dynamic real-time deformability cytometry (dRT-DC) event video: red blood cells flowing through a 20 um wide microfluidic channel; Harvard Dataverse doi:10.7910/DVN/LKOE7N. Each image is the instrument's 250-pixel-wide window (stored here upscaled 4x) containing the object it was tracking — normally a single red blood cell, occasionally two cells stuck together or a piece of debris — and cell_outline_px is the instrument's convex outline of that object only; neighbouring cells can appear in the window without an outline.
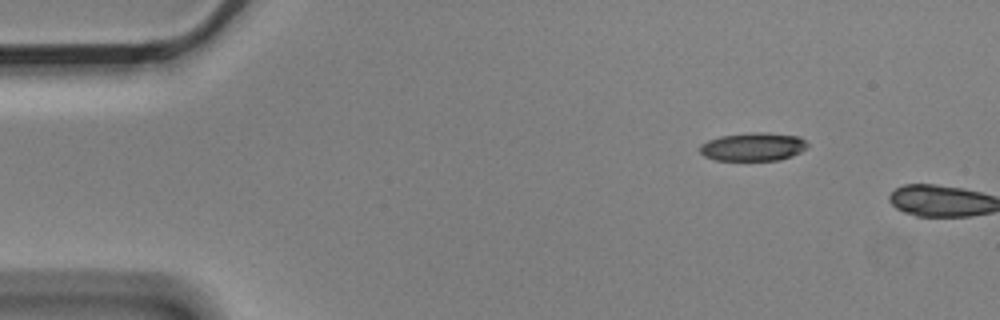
{"species": "Egyptian fruit bat (a non-hibernating species)", "species_latin": "Rousettus aegyptiacus", "temperature_condition": "cold", "stored_images_in_passage": 2, "camera_frame_rate_fps": 3000, "um_per_image_px": 0.085, "animal": {"sex": "male"}, "frame": {"image": 1, "passage_image": 2, "time_ms": 0.333, "image_size_px": [1000, 320], "cell_outline_px": [[808, 144], [800, 152], [792, 156], [780, 160], [716, 160], [704, 156], [700, 152], [700, 144], [708, 140], [720, 136], [752, 132], [764, 132], [800, 136]], "centroid_in_image_um": [64.0, 12.47], "position_along_channel_um": 21.0, "area_um2": 17.74}}